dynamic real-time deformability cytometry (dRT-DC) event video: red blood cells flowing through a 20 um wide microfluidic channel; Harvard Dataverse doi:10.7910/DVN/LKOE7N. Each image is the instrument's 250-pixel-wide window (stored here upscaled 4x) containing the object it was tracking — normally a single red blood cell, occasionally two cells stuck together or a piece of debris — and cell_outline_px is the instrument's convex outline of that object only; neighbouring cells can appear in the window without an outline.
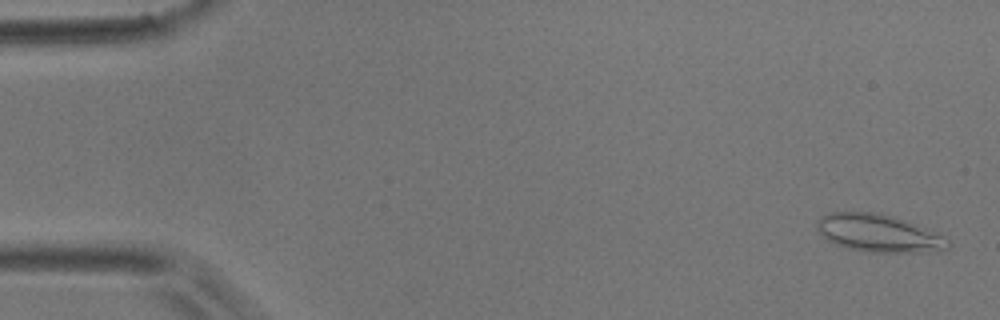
{"species": "common noctule bat (a hibernating species)", "species_latin": "Nyctalus noctula", "temperature_condition": "room temperature", "stored_images_in_passage": 54, "camera_frame_rate_fps": 3000, "um_per_image_px": 0.085, "animal": {"sex": "male", "body_mass_g": 17.9}, "frame": {"image": 1, "passage_image": 2, "time_ms": 0.333, "image_size_px": [1000, 320], "cell_outline_px": [[952, 244], [940, 252], [868, 252], [848, 248], [836, 244], [828, 240], [816, 228], [816, 220], [820, 216], [828, 212], [880, 212], [896, 216], [916, 224], [948, 240]], "centroid_in_image_um": [74.66, 19.81], "position_along_channel_um": 10.3, "area_um2": 28.84}}
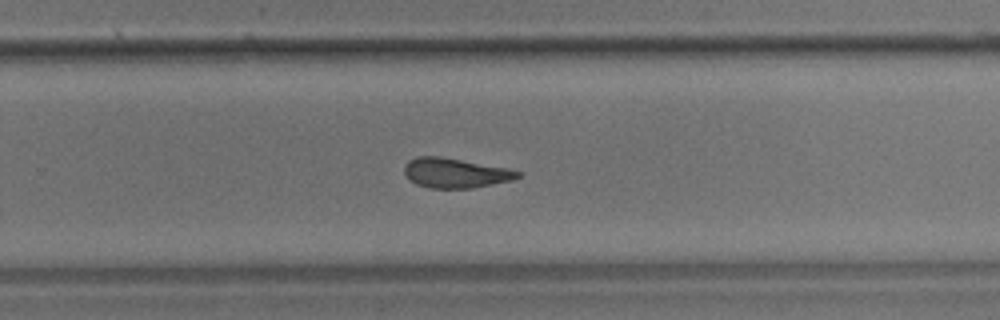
{"frame": {"image": 2, "passage_image": 35, "time_ms": 11.333, "image_size_px": [1000, 320], "cell_outline_px": [[520, 176], [512, 180], [472, 188], [432, 188], [416, 184], [408, 180], [404, 172], [404, 164], [408, 160], [416, 156], [440, 156], [508, 168], [520, 172]], "centroid_in_image_um": [38.65, 14.69], "position_along_channel_um": 291.2, "area_um2": 19.71}}
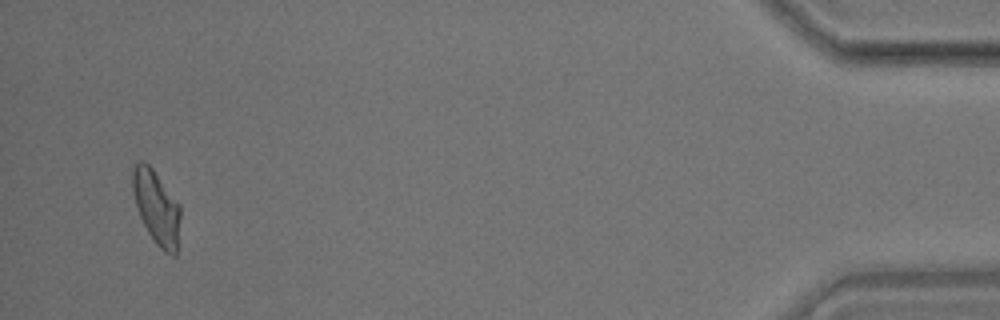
{"frame": {"image": 3, "passage_image": 52, "time_ms": 17.0, "image_size_px": [1000, 320], "cell_outline_px": [[180, 216], [176, 256], [172, 256], [164, 252], [156, 244], [148, 232], [136, 208], [132, 192], [132, 164], [140, 160], [144, 160], [152, 168], [180, 204]], "centroid_in_image_um": [13.28, 17.6], "position_along_channel_um": 421.9, "area_um2": 20.75}, "authors_computed_cell_mechanics": {"area_um2": 20.7213, "velocity_mm_per_s": 3.6941, "shape_relaxation_time_tau1_ms": 5.2539, "shape_relaxation_time_tau2_ms": 2.7025, "deformation_change_tau1": 0.1544, "deformation_change_tau2": 0.116}}